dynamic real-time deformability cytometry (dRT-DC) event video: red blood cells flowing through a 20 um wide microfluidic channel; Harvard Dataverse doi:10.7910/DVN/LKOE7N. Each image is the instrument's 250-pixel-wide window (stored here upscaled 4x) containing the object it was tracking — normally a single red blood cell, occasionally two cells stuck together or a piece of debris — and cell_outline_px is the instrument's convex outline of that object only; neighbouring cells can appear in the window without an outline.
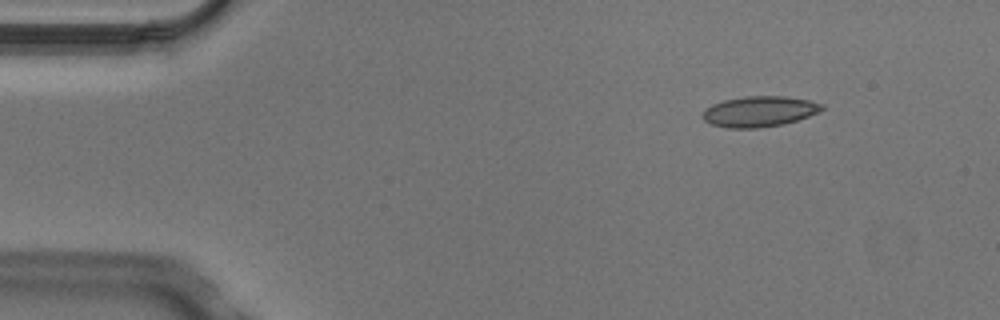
{"species": "Egyptian fruit bat (a non-hibernating species)", "species_latin": "Rousettus aegyptiacus", "temperature_condition": "cold", "stored_images_in_passage": 3, "camera_frame_rate_fps": 3000, "um_per_image_px": 0.085, "animal": {"sex": "male"}, "frame": {"image": 1, "passage_image": 1, "time_ms": 0.0, "image_size_px": [1000, 320], "cell_outline_px": [[824, 108], [820, 112], [784, 124], [760, 128], [728, 128], [712, 124], [704, 120], [700, 116], [704, 108], [712, 104], [724, 100], [744, 96], [784, 96], [808, 100], [824, 104]], "centroid_in_image_um": [64.52, 9.47], "position_along_channel_um": 20.5, "area_um2": 21.44}}